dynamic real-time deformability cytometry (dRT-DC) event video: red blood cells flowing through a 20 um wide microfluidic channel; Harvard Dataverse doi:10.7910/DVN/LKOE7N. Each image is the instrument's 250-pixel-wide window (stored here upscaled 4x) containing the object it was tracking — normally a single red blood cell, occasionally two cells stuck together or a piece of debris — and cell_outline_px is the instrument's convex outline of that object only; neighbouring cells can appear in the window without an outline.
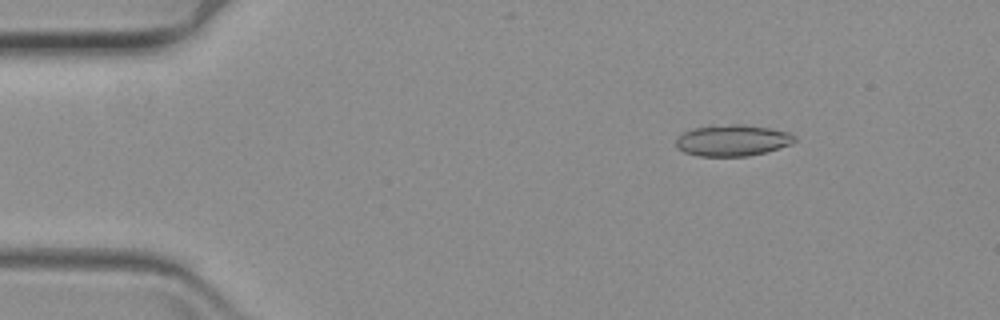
{"species": "common noctule bat (a hibernating species)", "species_latin": "Nyctalus noctula", "temperature_condition": "warm", "stored_images_in_passage": 56, "camera_frame_rate_fps": 3000, "um_per_image_px": 0.085, "animal": {"sex": "female", "body_mass_g": 19.3, "forearm_length_mm": 54.1}, "frame": {"image": 1, "passage_image": 3, "time_ms": 0.667, "image_size_px": [1000, 320], "cell_outline_px": [[796, 140], [792, 144], [764, 152], [748, 156], [700, 156], [684, 152], [676, 148], [676, 140], [684, 132], [692, 128], [712, 124], [744, 124], [768, 128], [788, 132], [796, 136]], "centroid_in_image_um": [62.24, 11.92], "position_along_channel_um": 22.8, "area_um2": 21.79}}
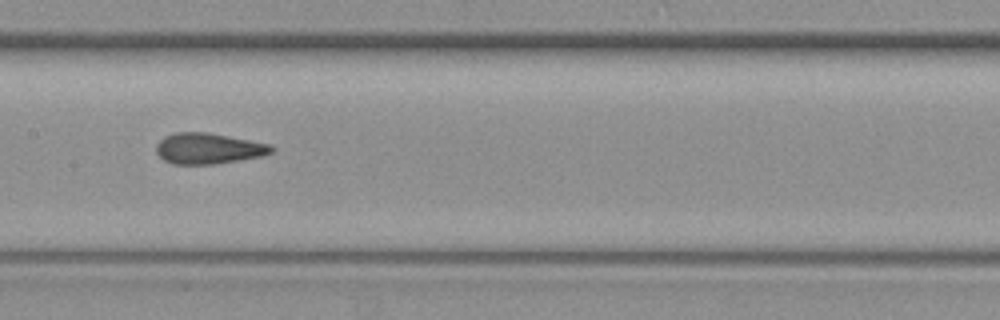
{"frame": {"image": 2, "passage_image": 25, "time_ms": 8.0, "image_size_px": [1000, 320], "cell_outline_px": [[276, 148], [272, 152], [260, 156], [212, 164], [172, 164], [164, 160], [156, 152], [156, 144], [164, 136], [176, 132], [208, 132], [272, 144]], "centroid_in_image_um": [17.71, 12.61], "position_along_channel_um": 189.7, "area_um2": 20.69}}
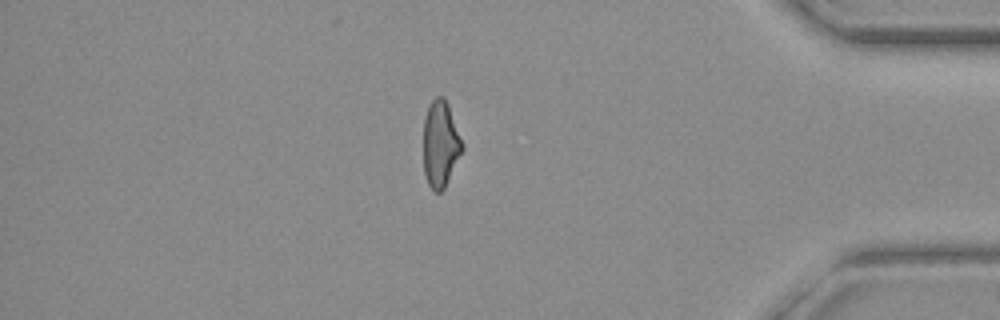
{"frame": {"image": 3, "passage_image": 47, "time_ms": 15.333, "image_size_px": [1000, 320], "cell_outline_px": [[464, 148], [444, 188], [440, 192], [432, 192], [428, 184], [424, 172], [424, 120], [428, 104], [436, 96], [444, 96], [448, 104], [464, 144]], "centroid_in_image_um": [37.44, 12.23], "position_along_channel_um": 397.8, "area_um2": 19.65}}